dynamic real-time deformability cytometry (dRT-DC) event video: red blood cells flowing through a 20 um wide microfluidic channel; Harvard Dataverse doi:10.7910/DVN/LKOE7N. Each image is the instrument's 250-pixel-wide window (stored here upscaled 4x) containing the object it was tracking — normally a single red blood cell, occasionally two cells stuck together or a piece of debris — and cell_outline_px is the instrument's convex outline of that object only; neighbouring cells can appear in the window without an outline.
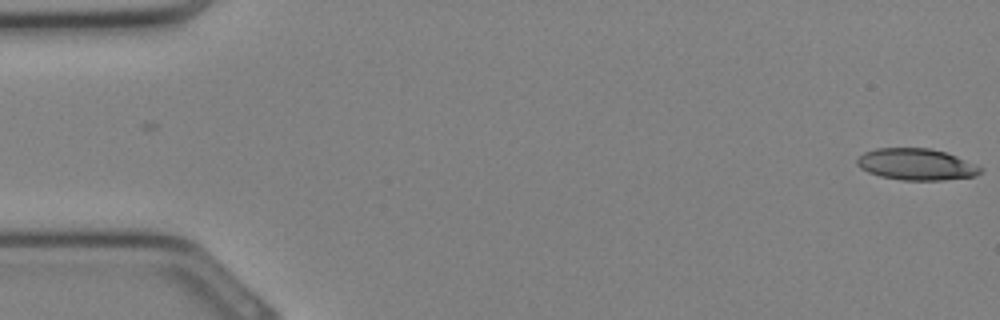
{"species": "Egyptian fruit bat (a non-hibernating species)", "species_latin": "Rousettus aegyptiacus", "temperature_condition": "cold", "stored_images_in_passage": 33, "camera_frame_rate_fps": 3000, "um_per_image_px": 0.085, "animal": {"sex": "female"}, "frame": {"image": 1, "passage_image": 1, "time_ms": 0.0, "image_size_px": [1000, 320], "cell_outline_px": [[984, 168], [976, 176], [944, 180], [900, 180], [880, 176], [868, 172], [860, 168], [856, 164], [856, 160], [864, 152], [876, 148], [928, 148], [944, 152], [956, 156]], "centroid_in_image_um": [77.87, 13.97], "position_along_channel_um": 7.1, "area_um2": 22.66}}
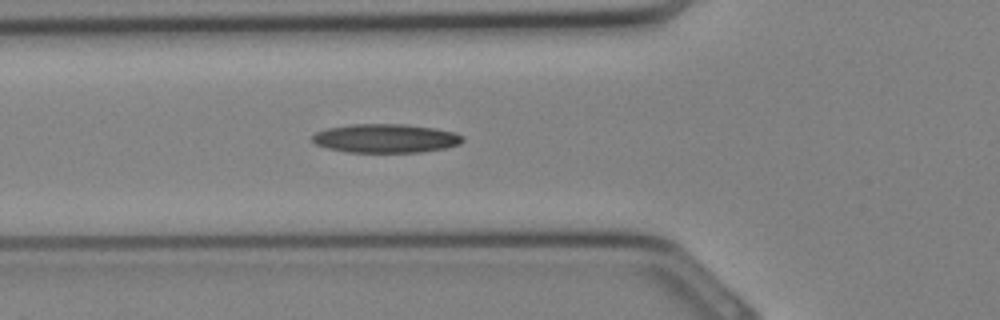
{"frame": {"image": 2, "passage_image": 12, "time_ms": 3.667, "image_size_px": [1000, 320], "cell_outline_px": [[464, 140], [460, 144], [444, 148], [420, 152], [348, 152], [328, 148], [316, 144], [312, 140], [312, 136], [316, 132], [328, 128], [352, 124], [408, 124], [436, 128], [456, 132], [464, 136]], "centroid_in_image_um": [32.83, 11.75], "position_along_channel_um": 93.0, "area_um2": 25.32}}
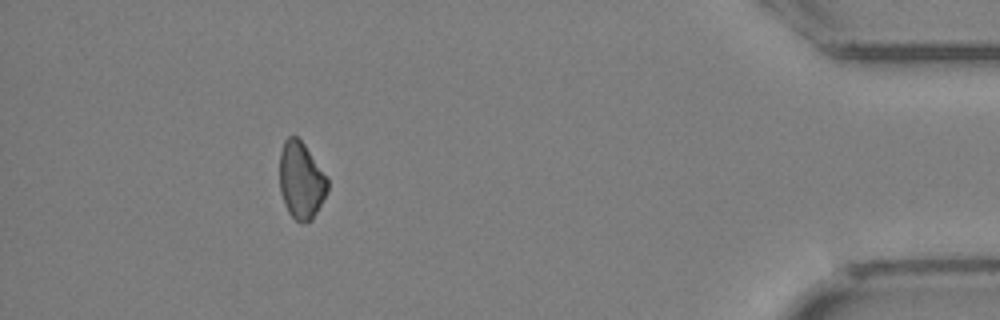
{"frame": {"image": 3, "passage_image": 30, "time_ms": 9.667, "image_size_px": [1000, 320], "cell_outline_px": [[328, 192], [312, 220], [300, 224], [288, 212], [284, 204], [280, 192], [280, 152], [284, 140], [288, 136], [296, 136], [304, 144], [328, 180]], "centroid_in_image_um": [25.58, 15.37], "position_along_channel_um": 409.6, "area_um2": 21.44}}